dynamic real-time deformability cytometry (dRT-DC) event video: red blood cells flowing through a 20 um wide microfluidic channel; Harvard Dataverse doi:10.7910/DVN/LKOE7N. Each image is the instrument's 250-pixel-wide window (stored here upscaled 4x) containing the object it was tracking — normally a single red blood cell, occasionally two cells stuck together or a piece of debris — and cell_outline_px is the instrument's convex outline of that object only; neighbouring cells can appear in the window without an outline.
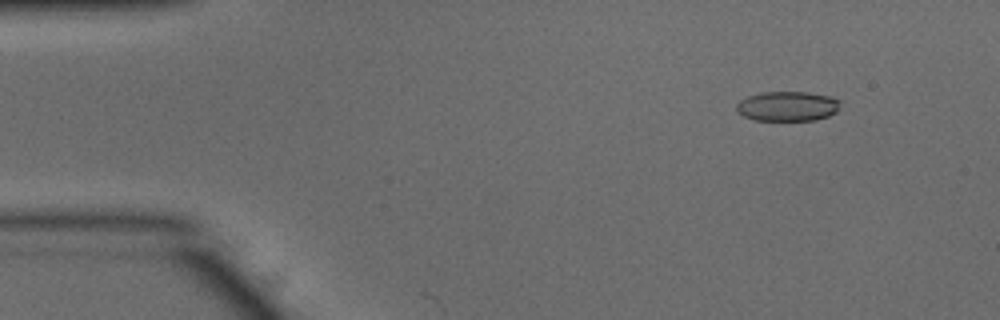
{"species": "common noctule bat (a hibernating species)", "species_latin": "Nyctalus noctula", "temperature_condition": "warm", "stored_images_in_passage": 4, "camera_frame_rate_fps": 3000, "um_per_image_px": 0.085, "animal": {"sex": "male", "body_mass_g": 15.6}, "frame": {"image": 1, "passage_image": 1, "time_ms": 0.0, "image_size_px": [1000, 320], "cell_outline_px": [[840, 100], [836, 112], [828, 116], [816, 120], [752, 120], [736, 112], [736, 104], [740, 100], [748, 96], [760, 92], [808, 92], [832, 96]], "centroid_in_image_um": [66.92, 9.02], "position_along_channel_um": 18.1, "area_um2": 18.15}}